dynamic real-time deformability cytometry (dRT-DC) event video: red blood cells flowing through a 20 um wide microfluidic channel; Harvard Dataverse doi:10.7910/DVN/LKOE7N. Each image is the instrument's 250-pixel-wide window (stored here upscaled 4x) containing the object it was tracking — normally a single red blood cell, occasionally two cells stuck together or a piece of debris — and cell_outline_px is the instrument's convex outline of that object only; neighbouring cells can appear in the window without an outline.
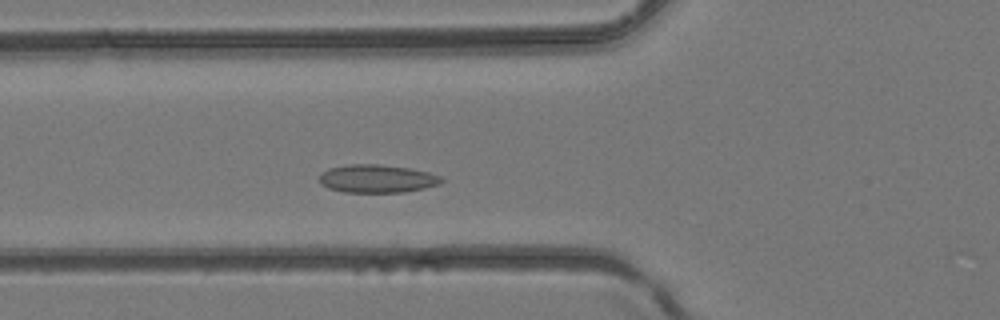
{"species": "common noctule bat (a hibernating species)", "species_latin": "Nyctalus noctula", "temperature_condition": "room temperature", "stored_images_in_passage": 36, "camera_frame_rate_fps": 3000, "um_per_image_px": 0.085, "animal": {"sex": "female", "body_mass_g": 24.6, "forearm_length_mm": 56.2}, "frame": {"image": 1, "passage_image": 9, "time_ms": 2.667, "image_size_px": [1000, 320], "cell_outline_px": [[444, 180], [440, 184], [424, 188], [404, 192], [344, 192], [328, 188], [320, 184], [320, 172], [328, 168], [348, 164], [380, 164], [408, 168], [428, 172], [440, 176]], "centroid_in_image_um": [32.02, 15.18], "position_along_channel_um": 93.8, "area_um2": 20.06}}
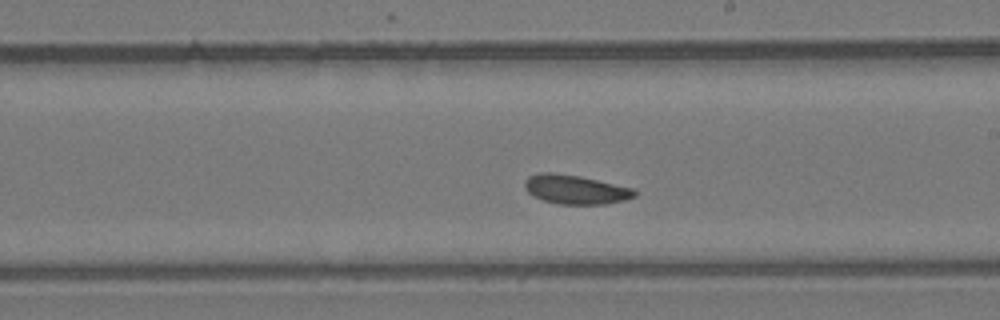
{"frame": {"image": 2, "passage_image": 18, "time_ms": 5.667, "image_size_px": [1000, 320], "cell_outline_px": [[636, 196], [624, 200], [604, 204], [556, 204], [544, 200], [528, 192], [524, 188], [524, 180], [528, 176], [540, 172], [552, 172], [580, 176], [636, 188]], "centroid_in_image_um": [48.93, 16.09], "position_along_channel_um": 240.1, "area_um2": 18.79}}
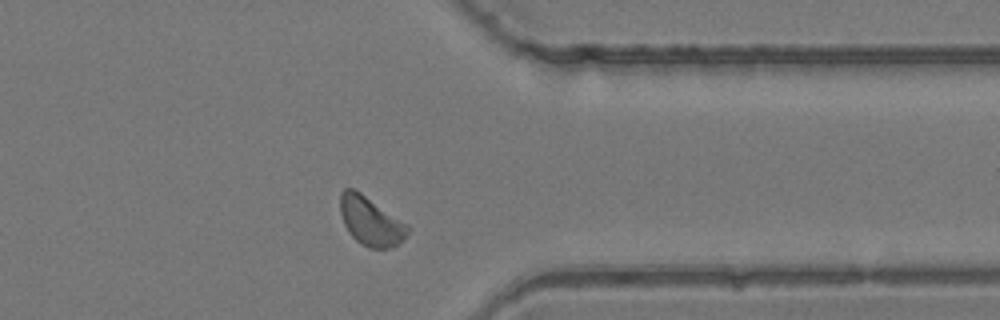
{"frame": {"image": 3, "passage_image": 27, "time_ms": 8.667, "image_size_px": [1000, 320], "cell_outline_px": [[412, 228], [396, 244], [388, 248], [368, 248], [360, 244], [348, 232], [344, 224], [340, 212], [340, 192], [344, 188], [352, 188], [360, 192], [408, 224]], "centroid_in_image_um": [31.48, 18.78], "position_along_channel_um": 379.9, "area_um2": 19.07}}